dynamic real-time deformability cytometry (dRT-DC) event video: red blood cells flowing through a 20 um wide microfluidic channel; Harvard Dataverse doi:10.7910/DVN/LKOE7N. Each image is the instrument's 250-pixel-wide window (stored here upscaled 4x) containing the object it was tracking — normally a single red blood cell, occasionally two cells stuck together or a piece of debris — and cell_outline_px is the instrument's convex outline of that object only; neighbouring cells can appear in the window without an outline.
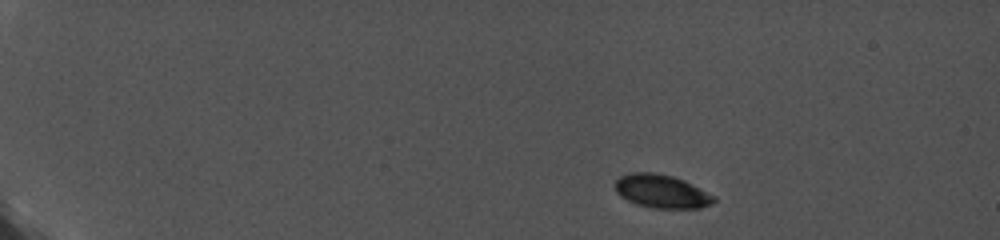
{"species": "common noctule bat (a hibernating species)", "species_latin": "Nyctalus noctula", "temperature_condition": "cold", "stored_images_in_passage": 4, "camera_frame_rate_fps": 5000, "um_per_image_px": 0.085, "animal": {"sex": "female", "body_mass_g": 19.0, "forearm_length_mm": 56.7}, "frame": {"image": 1, "passage_image": 1, "time_ms": 0.0, "image_size_px": [1000, 240], "cell_outline_px": [[716, 200], [712, 204], [700, 208], [652, 208], [636, 204], [620, 196], [616, 192], [612, 184], [620, 176], [632, 172], [656, 172], [672, 176], [684, 180], [716, 196]], "centroid_in_image_um": [56.22, 16.26], "position_along_channel_um": 28.8, "area_um2": 19.48}}